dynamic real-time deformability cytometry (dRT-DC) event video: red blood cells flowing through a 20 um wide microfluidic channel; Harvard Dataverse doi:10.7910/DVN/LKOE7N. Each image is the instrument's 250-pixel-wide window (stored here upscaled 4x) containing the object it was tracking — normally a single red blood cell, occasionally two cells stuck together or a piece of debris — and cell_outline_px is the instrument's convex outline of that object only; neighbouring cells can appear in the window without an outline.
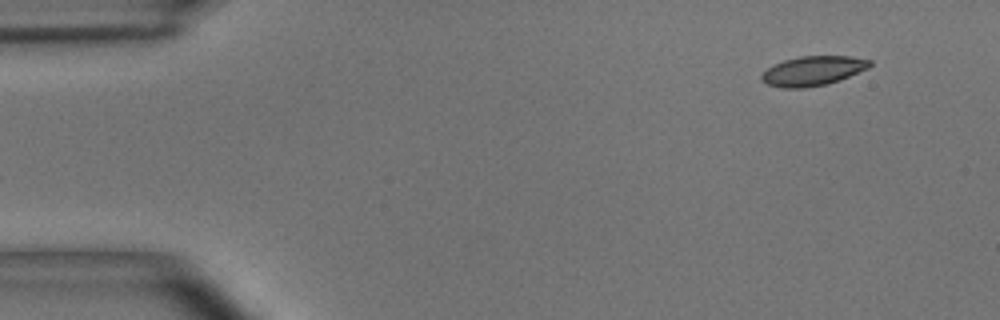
{"species": "common noctule bat (a hibernating species)", "species_latin": "Nyctalus noctula", "temperature_condition": "room temperature", "stored_images_in_passage": 4, "camera_frame_rate_fps": 3000, "um_per_image_px": 0.085, "animal": {"sex": "male", "body_mass_g": 15.6}, "frame": {"image": 1, "passage_image": 1, "time_ms": 0.0, "image_size_px": [1000, 320], "cell_outline_px": [[872, 64], [868, 68], [840, 80], [828, 84], [804, 88], [784, 88], [768, 84], [760, 80], [760, 76], [768, 68], [784, 60], [800, 56], [852, 56], [872, 60]], "centroid_in_image_um": [69.12, 6.02], "position_along_channel_um": 15.9, "area_um2": 18.61}}